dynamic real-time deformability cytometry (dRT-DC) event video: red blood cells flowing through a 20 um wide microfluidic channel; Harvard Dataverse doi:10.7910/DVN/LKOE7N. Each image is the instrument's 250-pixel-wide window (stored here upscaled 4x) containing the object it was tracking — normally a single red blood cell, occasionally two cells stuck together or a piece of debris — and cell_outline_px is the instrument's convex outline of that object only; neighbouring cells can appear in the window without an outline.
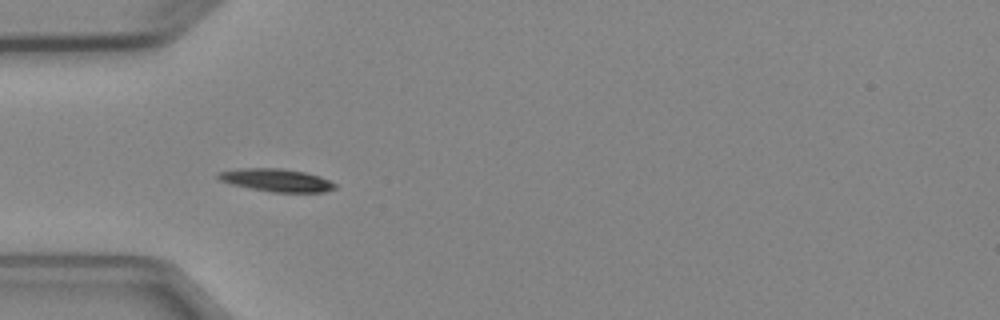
{"species": "Egyptian fruit bat (a non-hibernating species)", "species_latin": "Rousettus aegyptiacus", "temperature_condition": "cold", "stored_images_in_passage": 4, "camera_frame_rate_fps": 3000, "um_per_image_px": 0.085, "animal": {"sex": "female"}, "frame": {"image": 1, "passage_image": 3, "time_ms": 3.333, "image_size_px": [1000, 320], "cell_outline_px": [[336, 188], [324, 192], [272, 192], [232, 184], [220, 180], [216, 176], [216, 172], [240, 168], [280, 168], [304, 172], [320, 176], [336, 184]], "centroid_in_image_um": [23.49, 15.31], "position_along_channel_um": 61.5, "area_um2": 15.43}}